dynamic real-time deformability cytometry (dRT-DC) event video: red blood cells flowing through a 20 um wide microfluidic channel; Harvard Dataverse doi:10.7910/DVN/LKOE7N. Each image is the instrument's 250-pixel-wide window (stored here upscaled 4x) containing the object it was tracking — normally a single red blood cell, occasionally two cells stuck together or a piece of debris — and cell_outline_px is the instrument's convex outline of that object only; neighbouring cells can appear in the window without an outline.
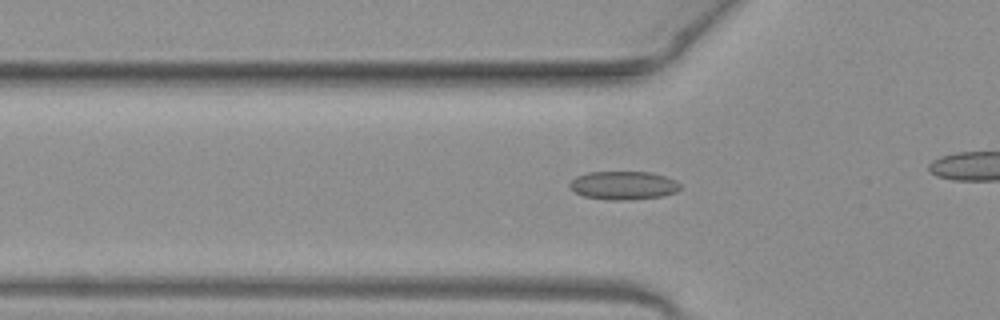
{"species": "common noctule bat (a hibernating species)", "species_latin": "Nyctalus noctula", "temperature_condition": "warm", "stored_images_in_passage": 36, "camera_frame_rate_fps": 3000, "um_per_image_px": 0.085, "animal": {"sex": "female", "body_mass_g": 19.3, "forearm_length_mm": 54.1}, "frame": {"image": 1, "passage_image": 12, "time_ms": 3.667, "image_size_px": [1000, 320], "cell_outline_px": [[680, 188], [676, 192], [664, 196], [628, 200], [604, 200], [584, 196], [576, 192], [568, 184], [576, 176], [588, 172], [652, 172], [676, 180], [680, 184]], "centroid_in_image_um": [53.01, 15.76], "position_along_channel_um": 72.8, "area_um2": 18.38}}
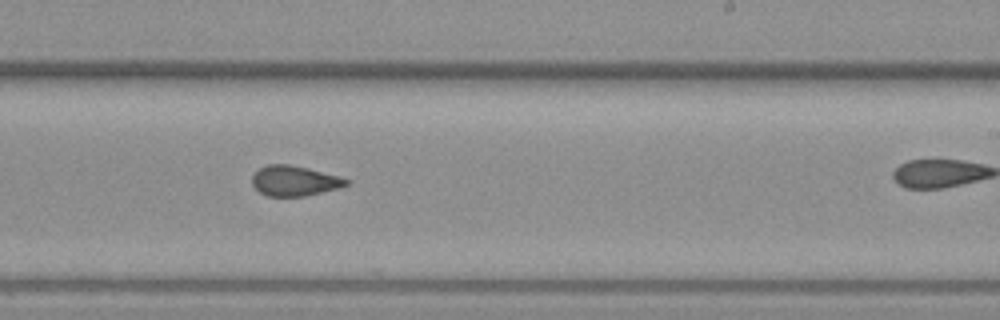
{"frame": {"image": 2, "passage_image": 26, "time_ms": 8.333, "image_size_px": [1000, 320], "cell_outline_px": [[352, 180], [348, 184], [340, 188], [304, 196], [268, 196], [260, 192], [252, 184], [252, 176], [260, 168], [268, 164], [288, 164], [308, 168], [340, 176]], "centroid_in_image_um": [25.07, 15.37], "position_along_channel_um": 263.9, "area_um2": 16.59}}
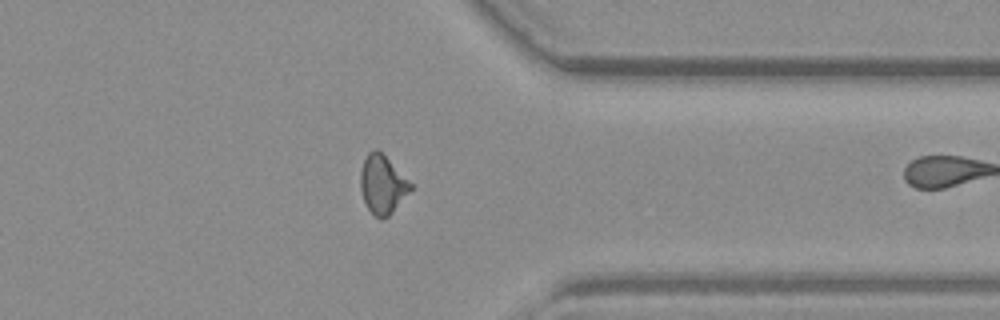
{"frame": {"image": 3, "passage_image": 35, "time_ms": 11.333, "image_size_px": [1000, 320], "cell_outline_px": [[416, 184], [392, 212], [388, 216], [380, 220], [368, 208], [364, 200], [360, 188], [360, 172], [364, 160], [368, 152], [376, 148]], "centroid_in_image_um": [32.55, 15.66], "position_along_channel_um": 378.9, "area_um2": 17.22}}